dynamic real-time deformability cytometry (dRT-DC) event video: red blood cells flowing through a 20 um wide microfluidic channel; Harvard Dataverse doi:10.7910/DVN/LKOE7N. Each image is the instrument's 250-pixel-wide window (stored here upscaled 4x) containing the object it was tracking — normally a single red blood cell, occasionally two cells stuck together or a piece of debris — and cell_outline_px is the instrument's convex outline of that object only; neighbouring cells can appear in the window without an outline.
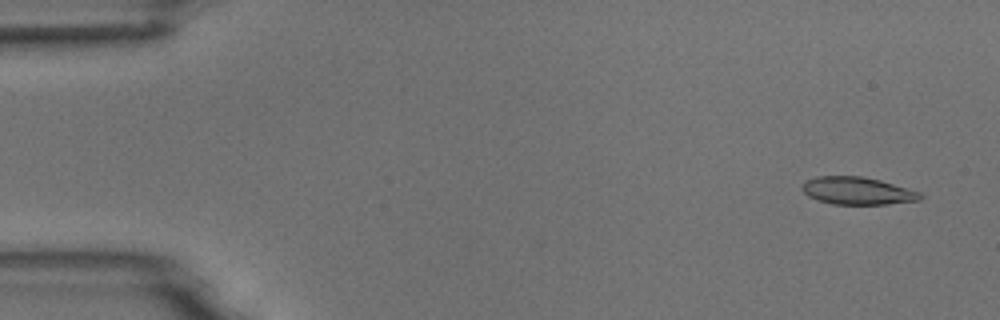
{"species": "common noctule bat (a hibernating species)", "species_latin": "Nyctalus noctula", "temperature_condition": "room temperature", "stored_images_in_passage": 6, "camera_frame_rate_fps": 3000, "um_per_image_px": 0.085, "animal": {"sex": "male", "body_mass_g": 18.8}, "frame": {"image": 1, "passage_image": 1, "time_ms": 0.0, "image_size_px": [1000, 320], "cell_outline_px": [[924, 196], [920, 200], [888, 204], [832, 204], [808, 196], [800, 188], [804, 180], [816, 176], [864, 176], [880, 180], [920, 192]], "centroid_in_image_um": [72.86, 16.21], "position_along_channel_um": 12.1, "area_um2": 19.02}}
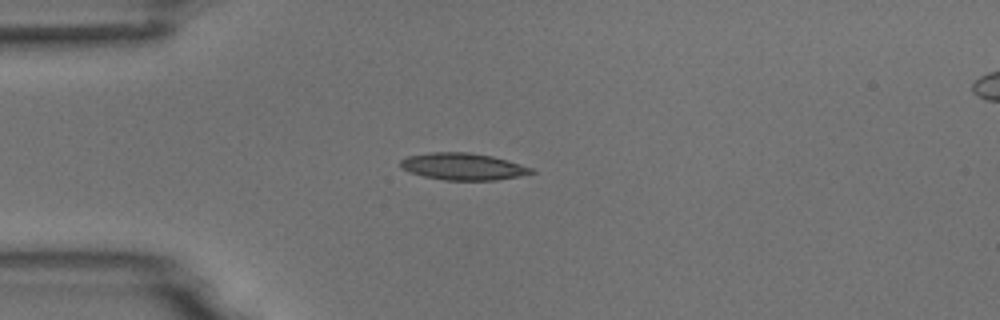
{"frame": {"image": 2, "passage_image": 4, "time_ms": 1.0, "image_size_px": [1000, 320], "cell_outline_px": [[536, 172], [520, 176], [496, 180], [444, 180], [424, 176], [408, 172], [400, 164], [400, 160], [408, 156], [432, 152], [468, 152], [492, 156], [508, 160], [532, 168]], "centroid_in_image_um": [39.37, 14.15], "position_along_channel_um": 45.6, "area_um2": 20.46}}